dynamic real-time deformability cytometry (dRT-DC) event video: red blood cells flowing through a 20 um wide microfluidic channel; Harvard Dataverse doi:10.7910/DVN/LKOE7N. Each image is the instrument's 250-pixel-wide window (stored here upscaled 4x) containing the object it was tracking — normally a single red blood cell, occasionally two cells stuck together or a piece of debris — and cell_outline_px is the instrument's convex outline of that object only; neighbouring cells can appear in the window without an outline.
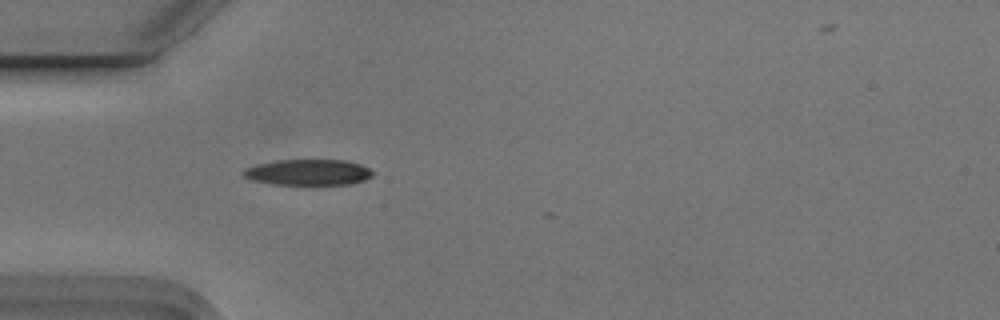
{"species": "Egyptian fruit bat (a non-hibernating species)", "species_latin": "Rousettus aegyptiacus", "temperature_condition": "cold", "stored_images_in_passage": 5, "camera_frame_rate_fps": 3000, "um_per_image_px": 0.085, "animal": {"sex": "male"}, "frame": {"image": 1, "passage_image": 5, "time_ms": 1.333, "image_size_px": [1000, 320], "cell_outline_px": [[372, 176], [364, 180], [352, 184], [272, 184], [252, 180], [244, 176], [240, 172], [244, 168], [256, 164], [276, 160], [344, 160], [360, 164], [368, 168], [372, 172]], "centroid_in_image_um": [26.15, 14.64], "position_along_channel_um": 58.9, "area_um2": 19.48}}